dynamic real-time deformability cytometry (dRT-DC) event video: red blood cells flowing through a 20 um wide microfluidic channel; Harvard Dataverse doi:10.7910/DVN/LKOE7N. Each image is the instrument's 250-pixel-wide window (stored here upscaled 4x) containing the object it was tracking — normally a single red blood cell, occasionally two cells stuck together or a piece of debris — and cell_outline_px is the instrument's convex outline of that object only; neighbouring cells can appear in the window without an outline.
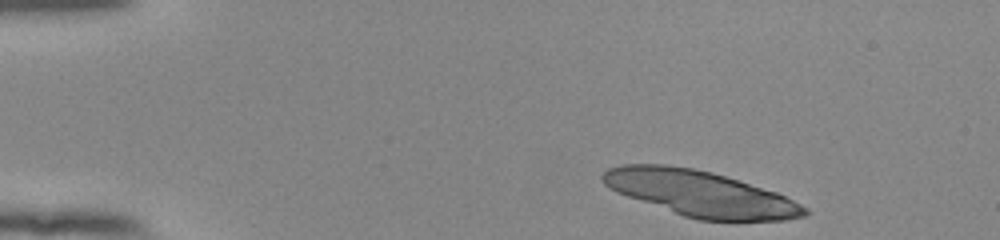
{"species": "human", "species_latin": "Homo sapiens", "temperature_condition": "room temperature", "stored_images_in_passage": 12, "camera_frame_rate_fps": 3000, "um_per_image_px": 0.085, "donor": {"sex": "female"}, "frame": {"image": 1, "passage_image": 1, "time_ms": 0.0, "image_size_px": [1000, 240], "cell_outline_px": [[808, 216], [784, 220], [700, 220], [684, 216], [616, 192], [604, 184], [600, 180], [600, 176], [608, 168], [620, 164], [668, 164], [692, 168], [712, 172], [776, 192], [808, 208]], "centroid_in_image_um": [59.49, 16.44], "position_along_channel_um": 25.5, "area_um2": 53.35}}